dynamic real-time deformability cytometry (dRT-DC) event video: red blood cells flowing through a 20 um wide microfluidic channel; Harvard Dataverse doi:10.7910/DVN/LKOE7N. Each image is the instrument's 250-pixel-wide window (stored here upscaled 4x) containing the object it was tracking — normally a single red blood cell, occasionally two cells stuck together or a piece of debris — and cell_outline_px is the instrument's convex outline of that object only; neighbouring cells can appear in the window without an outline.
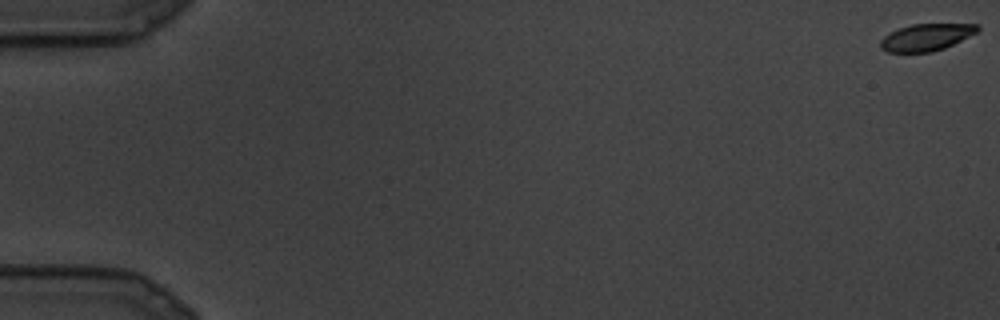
{"species": "common noctule bat (a hibernating species)", "species_latin": "Nyctalus noctula", "temperature_condition": "cold", "stored_images_in_passage": 13, "camera_frame_rate_fps": 3000, "um_per_image_px": 0.085, "animal": {"sex": "male", "body_mass_g": 19.5, "forearm_length_mm": 54.6}, "frame": {"image": 1, "passage_image": 1, "time_ms": 0.0, "image_size_px": [1000, 320], "cell_outline_px": [[980, 32], [944, 48], [932, 52], [888, 52], [880, 48], [880, 40], [884, 36], [896, 28], [912, 24], [980, 24]], "centroid_in_image_um": [78.75, 3.16], "position_along_channel_um": 6.2, "area_um2": 15.49}}
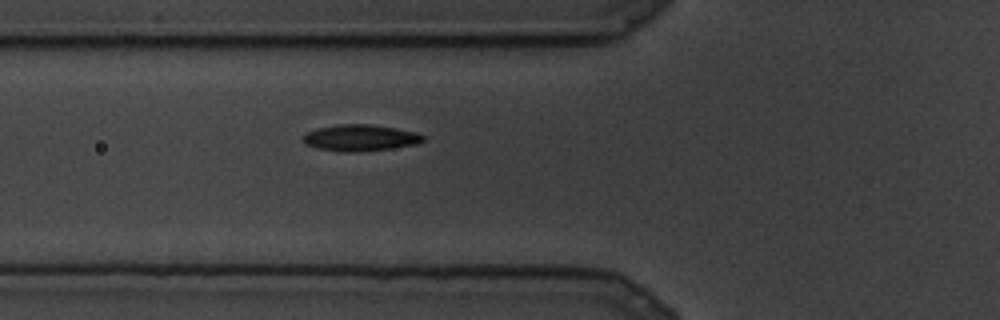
{"frame": {"image": 2, "passage_image": 11, "time_ms": 3.333, "image_size_px": [1000, 320], "cell_outline_px": [[428, 136], [424, 140], [416, 144], [392, 148], [356, 152], [348, 152], [316, 148], [304, 144], [304, 136], [308, 132], [320, 128], [340, 124], [368, 124], [396, 128], [416, 132]], "centroid_in_image_um": [30.68, 11.72], "position_along_channel_um": 95.1, "area_um2": 18.32}}
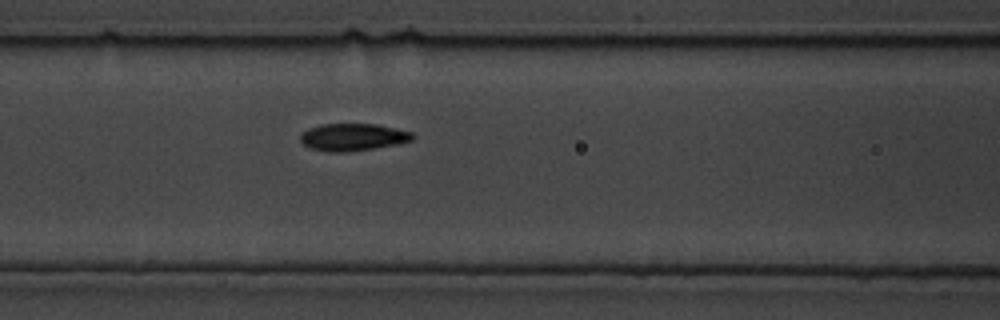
{"frame": {"image": 3, "passage_image": 13, "time_ms": 4.0, "image_size_px": [1000, 320], "cell_outline_px": [[416, 136], [412, 140], [396, 144], [348, 152], [328, 152], [308, 148], [300, 140], [300, 136], [308, 128], [320, 124], [376, 124], [412, 132]], "centroid_in_image_um": [29.97, 11.65], "position_along_channel_um": 136.6, "area_um2": 17.8}}